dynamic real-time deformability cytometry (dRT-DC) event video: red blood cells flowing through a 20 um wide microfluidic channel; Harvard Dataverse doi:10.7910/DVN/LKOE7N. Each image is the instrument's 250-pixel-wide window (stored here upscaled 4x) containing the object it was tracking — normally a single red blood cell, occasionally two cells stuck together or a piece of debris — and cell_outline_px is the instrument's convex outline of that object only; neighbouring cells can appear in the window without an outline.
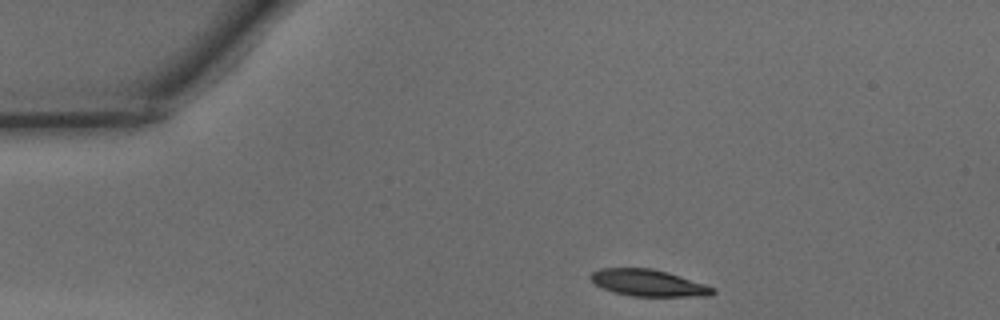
{"species": "common noctule bat (a hibernating species)", "species_latin": "Nyctalus noctula", "temperature_condition": "warm", "stored_images_in_passage": 30, "camera_frame_rate_fps": 3000, "um_per_image_px": 0.085, "animal": {"sex": "male", "body_mass_g": 15.6}, "frame": {"image": 1, "passage_image": 1, "time_ms": 0.0, "image_size_px": [1000, 320], "cell_outline_px": [[716, 292], [708, 296], [632, 296], [616, 292], [604, 288], [596, 284], [588, 276], [592, 272], [600, 268], [652, 268], [668, 272], [716, 288]], "centroid_in_image_um": [55.12, 24.04], "position_along_channel_um": 29.9, "area_um2": 18.84}}
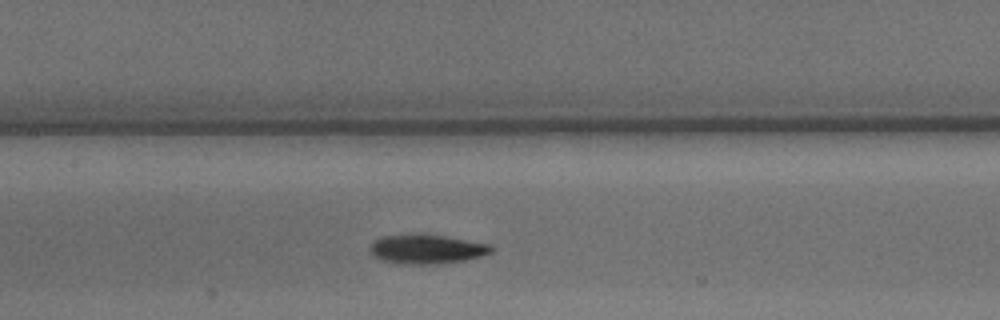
{"frame": {"image": 2, "passage_image": 15, "time_ms": 4.667, "image_size_px": [1000, 320], "cell_outline_px": [[496, 248], [492, 252], [480, 256], [464, 260], [432, 264], [404, 264], [380, 260], [372, 256], [368, 252], [368, 248], [376, 240], [384, 236], [444, 236], [492, 244]], "centroid_in_image_um": [36.29, 21.21], "position_along_channel_um": 171.1, "area_um2": 20.23}}
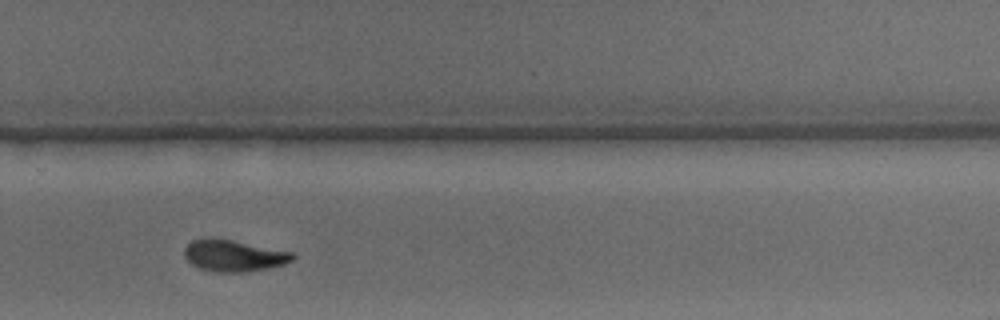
{"frame": {"image": 3, "passage_image": 25, "time_ms": 8.0, "image_size_px": [1000, 320], "cell_outline_px": [[296, 256], [292, 260], [284, 264], [268, 268], [244, 272], [216, 272], [200, 268], [192, 264], [184, 256], [184, 248], [192, 240], [232, 240], [296, 252]], "centroid_in_image_um": [19.94, 21.75], "position_along_channel_um": 309.9, "area_um2": 19.59}, "authors_computed_cell_mechanics": {"area_um2": 20.23, "velocity_mm_per_s": 4.1746, "shape_relaxation_time_tau1_ms": 3.2913, "shape_relaxation_time_tau2_ms": 3.3316, "deformation_change_tau1": 0.1454, "deformation_change_tau2": 0.087}}